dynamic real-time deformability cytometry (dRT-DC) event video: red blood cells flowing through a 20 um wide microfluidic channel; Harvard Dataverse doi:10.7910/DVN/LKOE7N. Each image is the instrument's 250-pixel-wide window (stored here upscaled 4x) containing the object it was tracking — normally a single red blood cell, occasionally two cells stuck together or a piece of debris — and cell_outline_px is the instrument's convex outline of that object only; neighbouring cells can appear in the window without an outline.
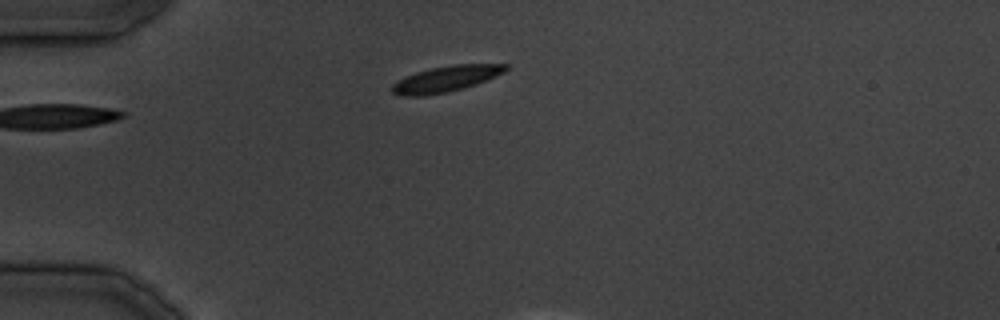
{"species": "common noctule bat (a hibernating species)", "species_latin": "Nyctalus noctula", "temperature_condition": "cold", "stored_images_in_passage": 5, "camera_frame_rate_fps": 3000, "um_per_image_px": 0.085, "animal": {"sex": "male", "body_mass_g": 19.5, "forearm_length_mm": 54.6}, "frame": {"image": 1, "passage_image": 1, "time_ms": 0.0, "image_size_px": [1000, 320], "cell_outline_px": [[508, 68], [504, 72], [496, 76], [476, 84], [444, 92], [424, 96], [404, 96], [392, 92], [392, 84], [396, 80], [404, 76], [416, 72], [432, 68], [452, 64], [508, 64]], "centroid_in_image_um": [37.88, 6.69], "position_along_channel_um": 47.1, "area_um2": 16.99}}